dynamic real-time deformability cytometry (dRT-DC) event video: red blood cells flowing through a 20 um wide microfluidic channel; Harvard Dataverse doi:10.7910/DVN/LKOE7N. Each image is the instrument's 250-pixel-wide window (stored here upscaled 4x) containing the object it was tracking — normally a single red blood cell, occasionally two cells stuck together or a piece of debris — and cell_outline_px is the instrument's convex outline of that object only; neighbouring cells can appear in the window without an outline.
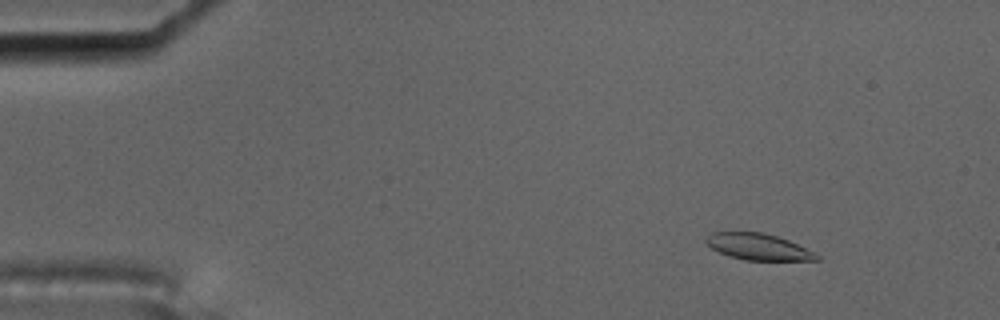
{"species": "common noctule bat (a hibernating species)", "species_latin": "Nyctalus noctula", "temperature_condition": "cold", "stored_images_in_passage": 4, "camera_frame_rate_fps": 3000, "um_per_image_px": 0.085, "animal": {"sex": "male", "body_mass_g": 17.5, "forearm_length_mm": 52.3}, "frame": {"image": 1, "passage_image": 2, "time_ms": 0.333, "image_size_px": [1000, 320], "cell_outline_px": [[820, 260], [744, 260], [728, 256], [712, 248], [704, 240], [712, 232], [764, 232], [788, 240], [820, 256]], "centroid_in_image_um": [64.43, 20.98], "position_along_channel_um": 20.6, "area_um2": 16.76}}